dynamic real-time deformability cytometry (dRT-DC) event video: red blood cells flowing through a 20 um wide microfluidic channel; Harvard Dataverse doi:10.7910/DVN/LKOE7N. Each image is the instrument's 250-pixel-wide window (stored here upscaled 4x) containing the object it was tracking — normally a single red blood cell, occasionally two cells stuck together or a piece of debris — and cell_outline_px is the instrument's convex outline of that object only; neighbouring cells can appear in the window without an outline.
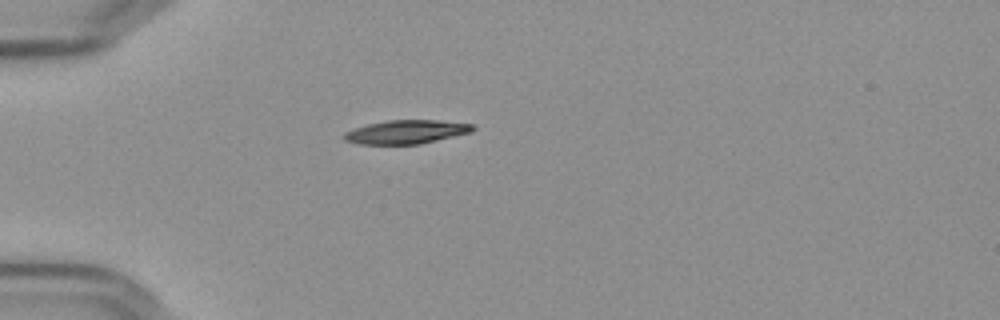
{"species": "Egyptian fruit bat (a non-hibernating species)", "species_latin": "Rousettus aegyptiacus", "temperature_condition": "cold", "stored_images_in_passage": 41, "camera_frame_rate_fps": 3000, "um_per_image_px": 0.085, "frame": {"image": 1, "passage_image": 1, "time_ms": 0.0, "image_size_px": [1000, 320], "cell_outline_px": [[476, 128], [472, 132], [420, 144], [360, 144], [344, 140], [340, 136], [344, 132], [368, 124], [388, 120], [436, 120], [472, 124]], "centroid_in_image_um": [34.52, 11.21], "position_along_channel_um": 50.5, "area_um2": 17.74}}
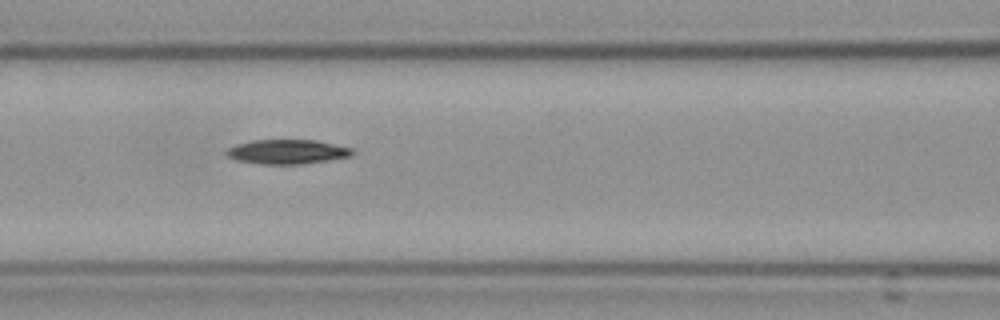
{"frame": {"image": 2, "passage_image": 10, "time_ms": 3.0, "image_size_px": [1000, 320], "cell_outline_px": [[356, 152], [352, 156], [328, 160], [300, 164], [260, 164], [236, 160], [228, 156], [224, 152], [228, 148], [236, 144], [252, 140], [316, 140], [352, 148]], "centroid_in_image_um": [24.42, 12.9], "position_along_channel_um": 142.2, "area_um2": 17.98}}
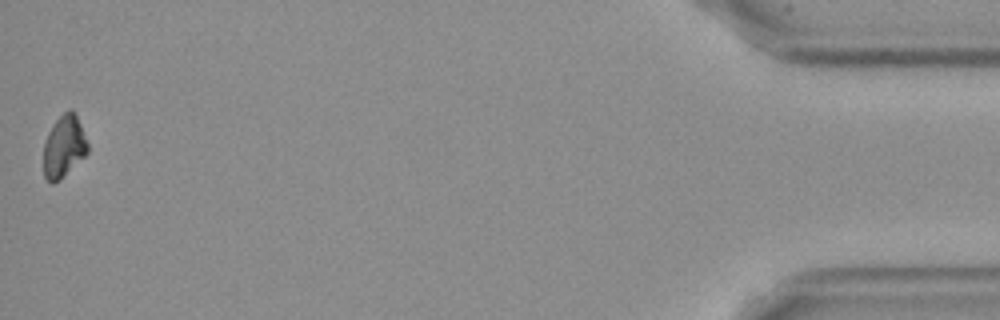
{"frame": {"image": 3, "passage_image": 41, "time_ms": 13.333, "image_size_px": [1000, 320], "cell_outline_px": [[88, 152], [60, 180], [52, 184], [44, 176], [44, 144], [48, 132], [52, 124], [68, 108], [72, 108], [80, 124], [88, 144]], "centroid_in_image_um": [5.42, 12.44], "position_along_channel_um": 429.8, "area_um2": 15.84}, "authors_computed_cell_mechanics": {"area_um2": 17.918, "velocity_mm_per_s": 3.6207, "shape_relaxation_time_tau1_ms": 5.714, "shape_relaxation_time_tau2_ms": null, "deformation_change_tau1": 0.1487, "deformation_change_tau2": null}}